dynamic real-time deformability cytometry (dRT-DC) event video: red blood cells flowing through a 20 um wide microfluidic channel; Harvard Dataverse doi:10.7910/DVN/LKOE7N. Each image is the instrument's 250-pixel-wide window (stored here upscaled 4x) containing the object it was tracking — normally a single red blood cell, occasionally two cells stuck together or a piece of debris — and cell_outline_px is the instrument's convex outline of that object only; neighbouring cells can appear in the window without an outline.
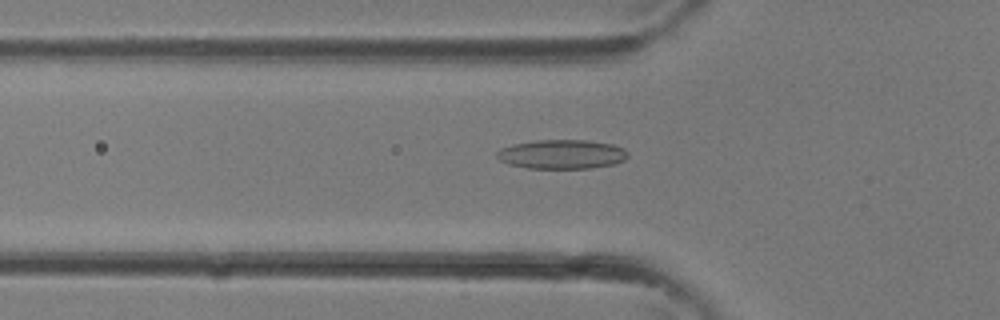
{"species": "common noctule bat (a hibernating species)", "species_latin": "Nyctalus noctula", "temperature_condition": "room temperature", "stored_images_in_passage": 24, "camera_frame_rate_fps": 3000, "um_per_image_px": 0.085, "animal": {"sex": "female"}, "frame": {"image": 1, "passage_image": 5, "time_ms": 1.333, "image_size_px": [1000, 320], "cell_outline_px": [[628, 156], [624, 160], [612, 164], [592, 168], [528, 168], [508, 164], [500, 160], [496, 156], [496, 152], [500, 148], [512, 144], [536, 140], [584, 140], [612, 144], [624, 148], [628, 152]], "centroid_in_image_um": [47.73, 13.11], "position_along_channel_um": 78.1, "area_um2": 22.31}}
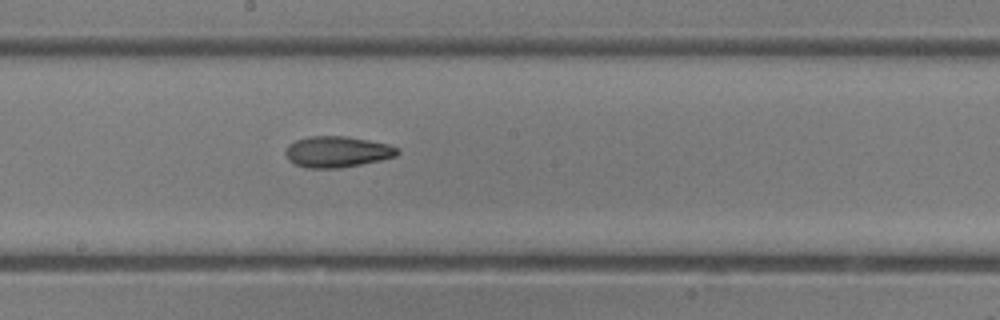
{"frame": {"image": 2, "passage_image": 12, "time_ms": 3.667, "image_size_px": [1000, 320], "cell_outline_px": [[400, 152], [396, 156], [380, 160], [340, 168], [304, 168], [288, 160], [284, 152], [288, 144], [296, 140], [308, 136], [344, 136], [368, 140], [388, 144], [400, 148]], "centroid_in_image_um": [28.64, 12.9], "position_along_channel_um": 219.6, "area_um2": 20.35}}
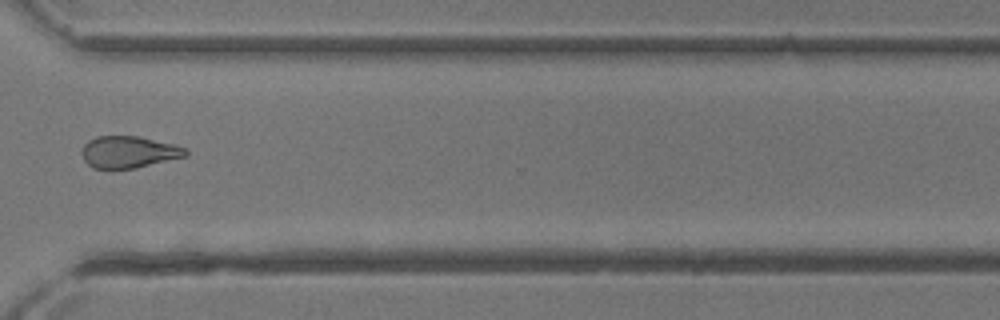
{"frame": {"image": 3, "passage_image": 19, "time_ms": 6.0, "image_size_px": [1000, 320], "cell_outline_px": [[188, 156], [136, 168], [92, 168], [84, 160], [84, 144], [88, 140], [96, 136], [140, 136], [176, 144], [188, 148]], "centroid_in_image_um": [11.02, 12.91], "position_along_channel_um": 359.6, "area_um2": 19.36}}